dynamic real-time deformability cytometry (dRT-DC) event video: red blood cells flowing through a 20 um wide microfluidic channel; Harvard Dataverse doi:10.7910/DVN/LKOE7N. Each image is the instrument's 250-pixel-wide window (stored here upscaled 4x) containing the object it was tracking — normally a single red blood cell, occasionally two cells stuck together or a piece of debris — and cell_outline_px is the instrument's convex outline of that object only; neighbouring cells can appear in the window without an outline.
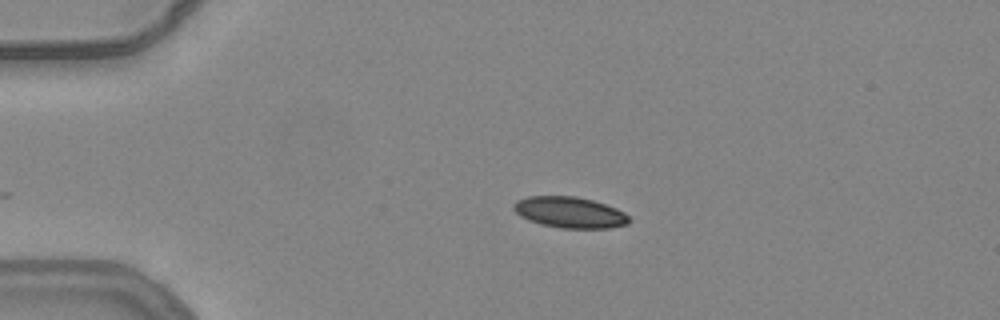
{"species": "common noctule bat (a hibernating species)", "species_latin": "Nyctalus noctula", "temperature_condition": "warm", "stored_images_in_passage": 20, "camera_frame_rate_fps": 3000, "um_per_image_px": 0.085, "animal": {"sex": "female", "body_mass_g": 24.6, "forearm_length_mm": 56.2}, "frame": {"image": 1, "passage_image": 1, "time_ms": 0.0, "image_size_px": [1000, 320], "cell_outline_px": [[632, 220], [628, 224], [608, 228], [560, 228], [540, 224], [528, 220], [520, 216], [512, 208], [512, 204], [516, 200], [528, 196], [576, 196], [592, 200], [616, 208], [624, 212]], "centroid_in_image_um": [48.41, 18.05], "position_along_channel_um": 36.6, "area_um2": 21.04}}
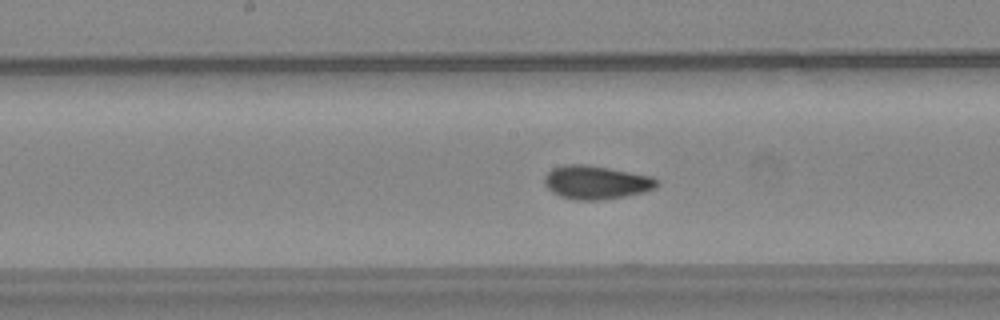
{"frame": {"image": 2, "passage_image": 17, "time_ms": 5.333, "image_size_px": [1000, 320], "cell_outline_px": [[660, 184], [656, 188], [644, 192], [604, 200], [576, 200], [560, 196], [552, 192], [544, 184], [544, 176], [552, 168], [564, 164], [584, 164], [608, 168], [652, 176], [660, 180]], "centroid_in_image_um": [50.69, 15.5], "position_along_channel_um": 197.5, "area_um2": 22.14}}